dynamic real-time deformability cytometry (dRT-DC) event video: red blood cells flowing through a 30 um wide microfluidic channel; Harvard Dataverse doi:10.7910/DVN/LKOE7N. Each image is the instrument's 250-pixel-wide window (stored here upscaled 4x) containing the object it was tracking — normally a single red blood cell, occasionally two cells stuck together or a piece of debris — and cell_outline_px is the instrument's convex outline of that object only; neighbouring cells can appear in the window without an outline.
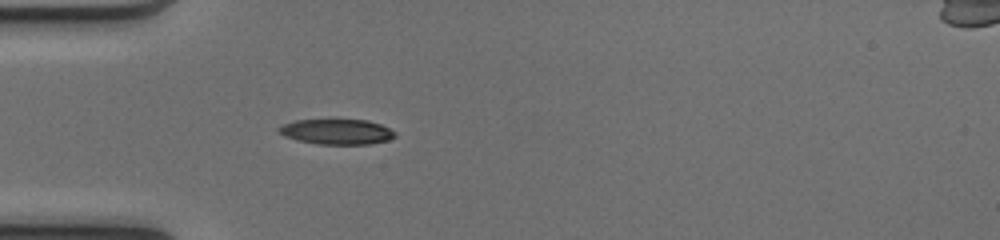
{"species": "common noctule bat (a hibernating species)", "species_latin": "Nyctalus noctula", "temperature_condition": "cold", "stored_images_in_passage": 36, "camera_frame_rate_fps": 3000, "um_per_image_px": 0.085, "animal": {"sex": "female", "body_mass_g": 17.0, "forearm_length_mm": 48.0}, "frame": {"image": 1, "passage_image": 1, "time_ms": 0.0, "image_size_px": [1000, 240], "cell_outline_px": [[396, 136], [388, 140], [368, 144], [316, 144], [296, 140], [284, 136], [276, 128], [284, 124], [296, 120], [368, 120], [380, 124], [396, 132]], "centroid_in_image_um": [28.62, 11.2], "position_along_channel_um": 56.4, "area_um2": 17.05}}
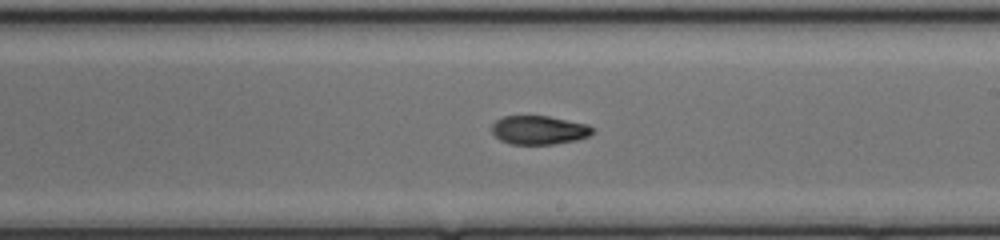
{"frame": {"image": 2, "passage_image": 15, "time_ms": 4.667, "image_size_px": [1000, 240], "cell_outline_px": [[592, 132], [588, 136], [576, 140], [552, 144], [512, 144], [500, 140], [492, 132], [492, 124], [496, 120], [504, 116], [548, 116], [588, 124], [592, 128]], "centroid_in_image_um": [45.79, 11.05], "position_along_channel_um": 243.2, "area_um2": 16.7}}
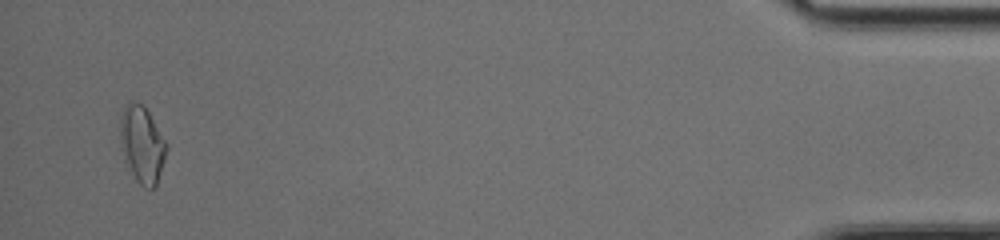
{"frame": {"image": 3, "passage_image": 34, "time_ms": 11.0, "image_size_px": [1000, 240], "cell_outline_px": [[168, 148], [156, 188], [144, 188], [136, 180], [124, 160], [120, 140], [120, 120], [124, 108], [132, 100], [140, 104], [148, 112], [168, 144]], "centroid_in_image_um": [12.09, 12.32], "position_along_channel_um": 423.1, "area_um2": 20.63}, "authors_computed_cell_mechanics": {"area_um2": 17.4267, "velocity_mm_per_s": 4.1464, "shape_relaxation_time_tau1_ms": 8.082, "shape_relaxation_time_tau2_ms": 7.6712, "deformation_change_tau1": 0.2275, "deformation_change_tau2": 0.1418}}